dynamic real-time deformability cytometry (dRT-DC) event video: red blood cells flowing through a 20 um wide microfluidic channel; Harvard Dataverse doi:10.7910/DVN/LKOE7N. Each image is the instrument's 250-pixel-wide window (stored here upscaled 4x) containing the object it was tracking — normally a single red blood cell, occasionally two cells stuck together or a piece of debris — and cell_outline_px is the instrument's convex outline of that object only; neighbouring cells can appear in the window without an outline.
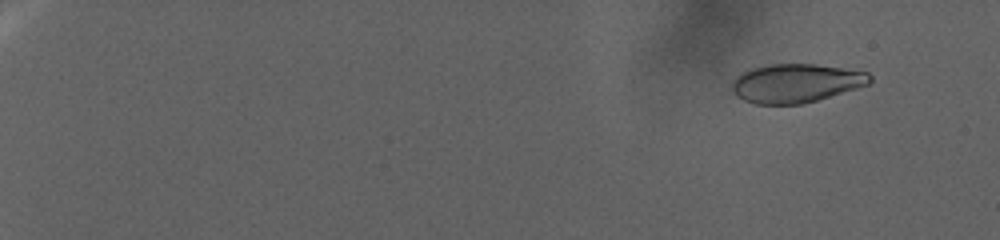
{"species": "human", "species_latin": "Homo sapiens", "temperature_condition": "warm", "stored_images_in_passage": 113, "camera_frame_rate_fps": 3000, "um_per_image_px": 0.085, "donor": {"sex": "female"}, "frame": {"image": 1, "passage_image": 12, "time_ms": 3.667, "image_size_px": [1000, 240], "cell_outline_px": [[872, 80], [868, 84], [856, 88], [816, 100], [800, 104], [756, 104], [744, 100], [736, 96], [732, 88], [732, 84], [736, 76], [748, 68], [768, 64], [816, 64], [868, 72], [872, 76]], "centroid_in_image_um": [67.62, 7.06], "position_along_channel_um": 17.4, "area_um2": 31.04}}
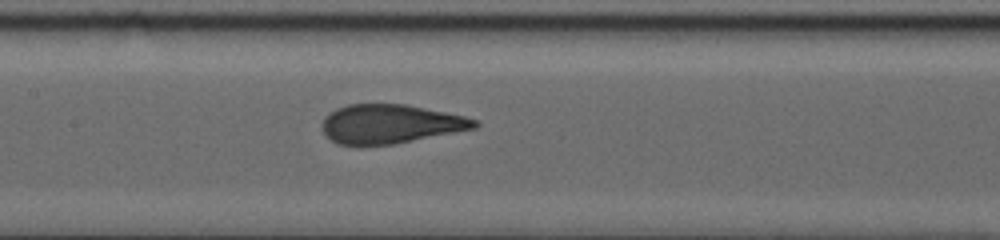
{"frame": {"image": 2, "passage_image": 66, "time_ms": 21.667, "image_size_px": [1000, 240], "cell_outline_px": [[480, 124], [476, 128], [392, 144], [340, 144], [332, 140], [324, 132], [324, 116], [328, 112], [336, 108], [348, 104], [404, 104], [464, 116], [476, 120]], "centroid_in_image_um": [33.18, 10.52], "position_along_channel_um": 174.2, "area_um2": 33.99}}
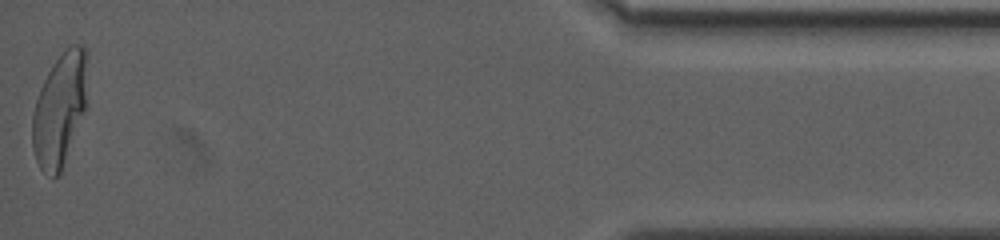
{"frame": {"image": 3, "passage_image": 113, "time_ms": 37.333, "image_size_px": [1000, 240], "cell_outline_px": [[88, 108], [60, 176], [52, 176], [40, 168], [36, 160], [32, 144], [32, 116], [36, 100], [40, 88], [52, 64], [68, 44], [84, 44], [88, 52]], "centroid_in_image_um": [5.15, 9.25], "position_along_channel_um": 430.0, "area_um2": 37.8}}